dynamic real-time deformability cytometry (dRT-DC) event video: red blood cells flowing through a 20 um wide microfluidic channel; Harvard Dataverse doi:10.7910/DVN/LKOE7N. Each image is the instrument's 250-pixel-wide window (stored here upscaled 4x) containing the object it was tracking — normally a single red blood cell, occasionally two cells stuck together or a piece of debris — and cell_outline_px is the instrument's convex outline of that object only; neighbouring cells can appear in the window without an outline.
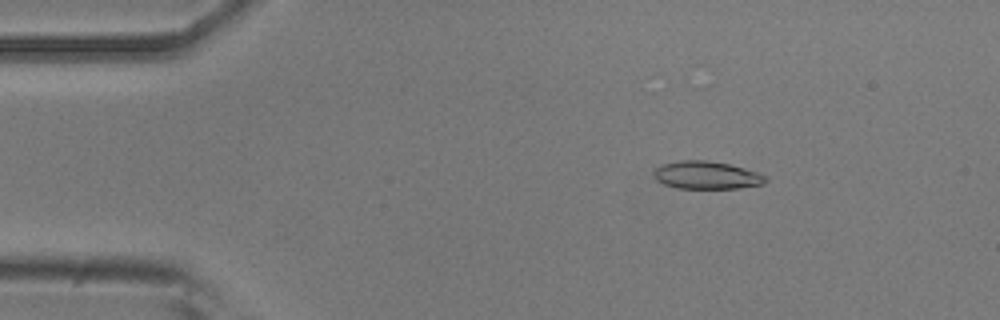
{"species": "common noctule bat (a hibernating species)", "species_latin": "Nyctalus noctula", "temperature_condition": "room temperature", "stored_images_in_passage": 52, "camera_frame_rate_fps": 3000, "um_per_image_px": 0.085, "animal": {"sex": "male", "body_mass_g": 20.5, "forearm_length_mm": 52.5}, "frame": {"image": 1, "passage_image": 8, "time_ms": 2.333, "image_size_px": [1000, 320], "cell_outline_px": [[768, 180], [764, 184], [740, 188], [676, 188], [664, 184], [656, 180], [652, 172], [660, 164], [680, 160], [708, 160], [728, 164], [760, 172], [768, 176]], "centroid_in_image_um": [60.08, 14.88], "position_along_channel_um": 24.9, "area_um2": 18.38}}
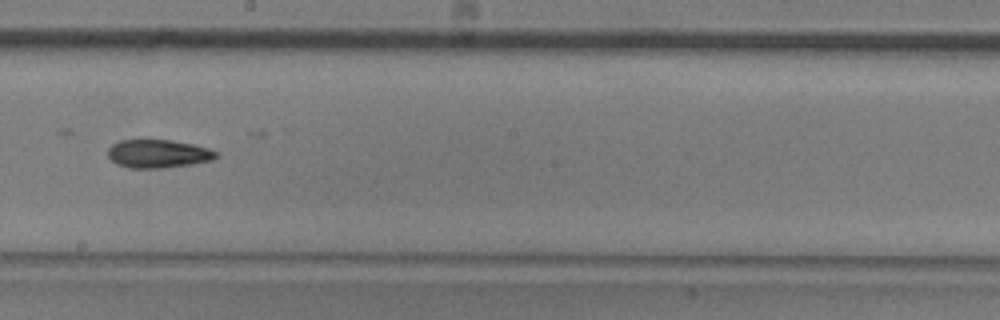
{"frame": {"image": 2, "passage_image": 29, "time_ms": 9.333, "image_size_px": [1000, 320], "cell_outline_px": [[220, 156], [212, 160], [192, 164], [164, 168], [128, 168], [116, 164], [108, 156], [108, 148], [112, 144], [120, 140], [172, 140], [192, 144], [208, 148], [220, 152]], "centroid_in_image_um": [13.47, 13.07], "position_along_channel_um": 234.7, "area_um2": 18.03}}
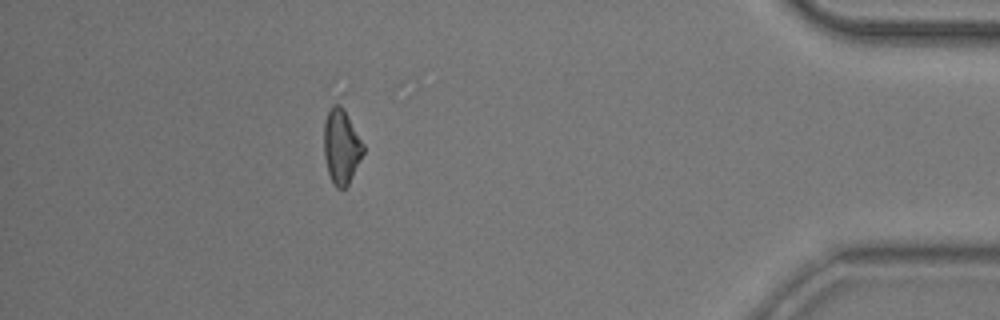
{"frame": {"image": 3, "passage_image": 46, "time_ms": 15.0, "image_size_px": [1000, 320], "cell_outline_px": [[364, 152], [348, 184], [344, 188], [336, 188], [332, 184], [328, 172], [324, 156], [324, 120], [332, 104], [340, 104], [344, 108], [364, 144]], "centroid_in_image_um": [29.0, 12.44], "position_along_channel_um": 406.2, "area_um2": 17.17}, "authors_computed_cell_mechanics": {"area_um2": 18.0336, "velocity_mm_per_s": 3.9048, "shape_relaxation_time_tau1_ms": 5.3254, "shape_relaxation_time_tau2_ms": null, "deformation_change_tau1": 0.1365, "deformation_change_tau2": null}}